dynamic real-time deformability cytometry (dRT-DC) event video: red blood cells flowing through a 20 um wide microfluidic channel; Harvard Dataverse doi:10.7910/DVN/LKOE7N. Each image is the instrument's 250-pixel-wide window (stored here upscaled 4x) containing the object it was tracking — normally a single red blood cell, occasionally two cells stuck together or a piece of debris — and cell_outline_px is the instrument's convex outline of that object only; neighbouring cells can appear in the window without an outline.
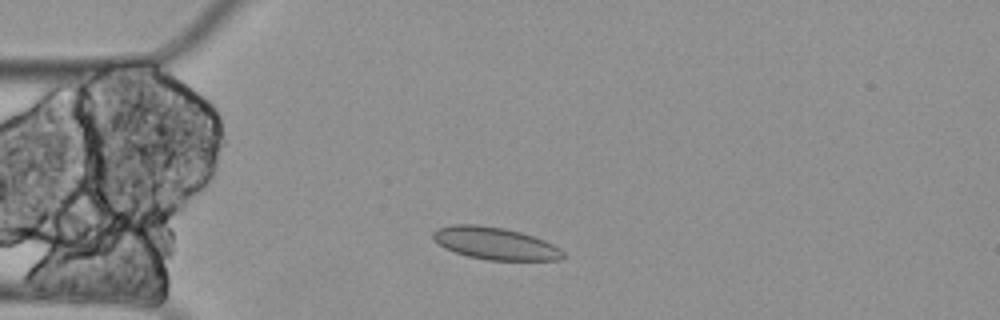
{"species": "Egyptian fruit bat (a non-hibernating species)", "species_latin": "Rousettus aegyptiacus", "temperature_condition": "cold", "stored_images_in_passage": 26, "camera_frame_rate_fps": 3000, "um_per_image_px": 0.085, "animal": {"sex": "female"}, "frame": {"image": 1, "passage_image": 8, "time_ms": 2.333, "image_size_px": [1000, 320], "cell_outline_px": [[564, 256], [560, 260], [488, 260], [468, 256], [444, 248], [432, 240], [432, 232], [436, 228], [452, 224], [476, 224], [504, 228], [520, 232], [544, 240], [560, 248], [564, 252]], "centroid_in_image_um": [42.04, 20.68], "position_along_channel_um": 43.0, "area_um2": 24.57}}
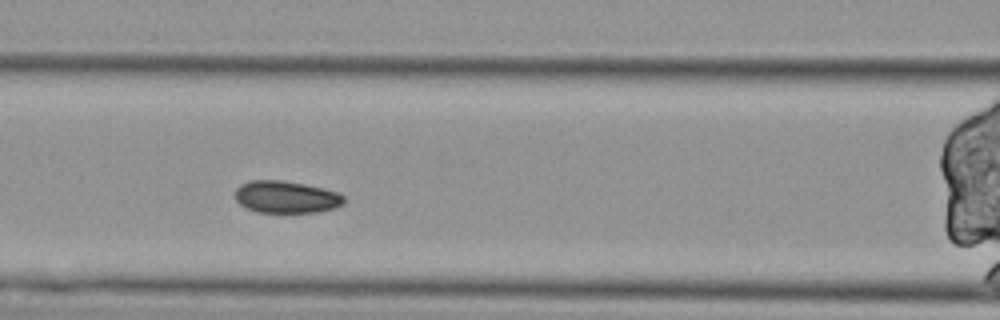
{"frame": {"image": 2, "passage_image": 18, "time_ms": 5.667, "image_size_px": [1000, 320], "cell_outline_px": [[344, 204], [336, 208], [316, 212], [256, 212], [244, 208], [236, 200], [236, 188], [240, 184], [252, 180], [280, 180], [304, 184], [324, 188], [336, 192], [344, 196]], "centroid_in_image_um": [24.32, 16.75], "position_along_channel_um": 142.3, "area_um2": 20.46}}
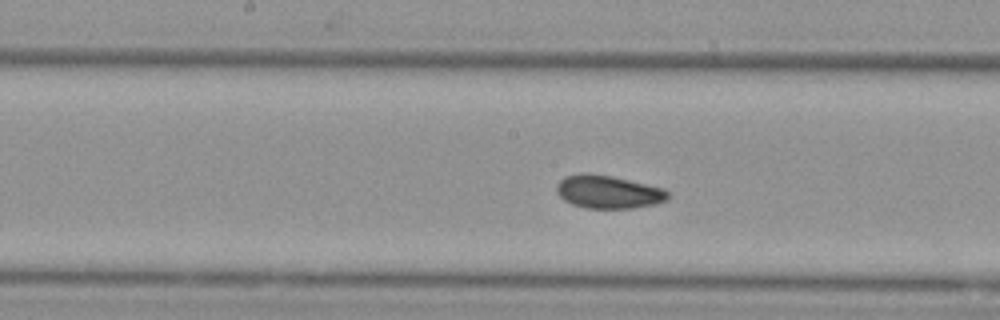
{"frame": {"image": 3, "passage_image": 23, "time_ms": 7.333, "image_size_px": [1000, 320], "cell_outline_px": [[668, 200], [656, 204], [632, 208], [584, 208], [572, 204], [564, 200], [556, 192], [556, 184], [564, 176], [612, 176], [664, 188], [668, 192]], "centroid_in_image_um": [51.74, 16.35], "position_along_channel_um": 196.5, "area_um2": 20.92}}